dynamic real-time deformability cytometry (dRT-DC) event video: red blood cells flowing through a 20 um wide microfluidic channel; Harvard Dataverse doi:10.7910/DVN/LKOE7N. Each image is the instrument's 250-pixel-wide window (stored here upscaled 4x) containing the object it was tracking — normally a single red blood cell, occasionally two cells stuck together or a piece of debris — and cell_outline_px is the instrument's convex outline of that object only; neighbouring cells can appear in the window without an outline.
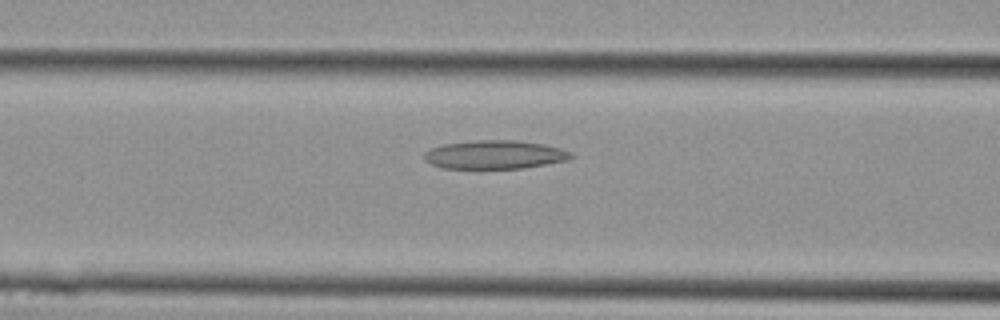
{"species": "Egyptian fruit bat (a non-hibernating species)", "species_latin": "Rousettus aegyptiacus", "temperature_condition": "cold", "stored_images_in_passage": 14, "camera_frame_rate_fps": 3000, "um_per_image_px": 0.085, "animal": {"sex": "female"}, "frame": {"image": 1, "passage_image": 8, "time_ms": 2.333, "image_size_px": [1000, 320], "cell_outline_px": [[576, 156], [568, 160], [524, 168], [440, 168], [424, 160], [424, 152], [428, 148], [444, 144], [476, 140], [516, 140], [544, 144], [560, 148], [572, 152]], "centroid_in_image_um": [42.06, 13.14], "position_along_channel_um": 124.5, "area_um2": 24.62}}
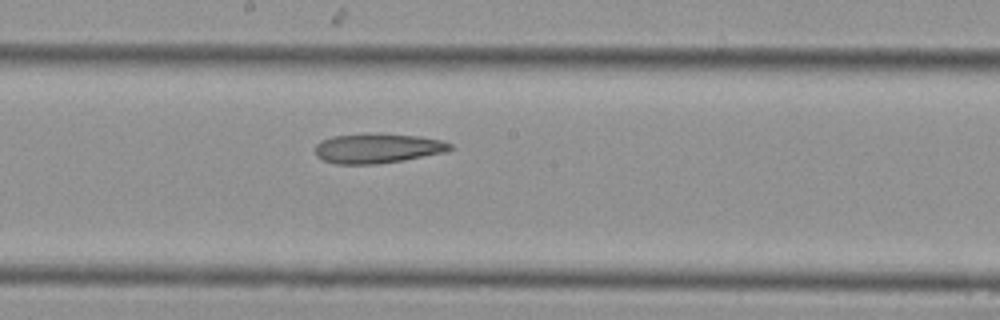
{"frame": {"image": 2, "passage_image": 12, "time_ms": 3.667, "image_size_px": [1000, 320], "cell_outline_px": [[452, 148], [448, 152], [404, 160], [376, 164], [336, 164], [324, 160], [316, 156], [316, 144], [320, 140], [332, 136], [420, 136], [444, 140], [452, 144]], "centroid_in_image_um": [32.14, 12.65], "position_along_channel_um": 216.1, "area_um2": 22.6}}
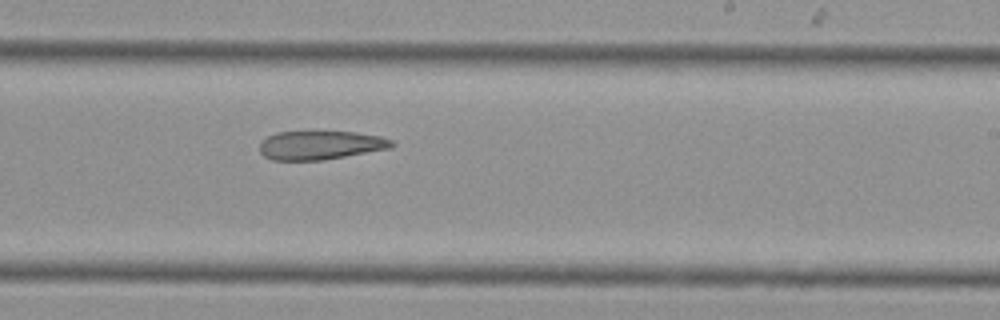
{"frame": {"image": 3, "passage_image": 14, "time_ms": 4.333, "image_size_px": [1000, 320], "cell_outline_px": [[396, 144], [392, 148], [324, 160], [272, 160], [264, 156], [260, 152], [260, 140], [276, 132], [356, 132], [380, 136], [392, 140]], "centroid_in_image_um": [27.25, 12.34], "position_along_channel_um": 261.8, "area_um2": 22.25}}